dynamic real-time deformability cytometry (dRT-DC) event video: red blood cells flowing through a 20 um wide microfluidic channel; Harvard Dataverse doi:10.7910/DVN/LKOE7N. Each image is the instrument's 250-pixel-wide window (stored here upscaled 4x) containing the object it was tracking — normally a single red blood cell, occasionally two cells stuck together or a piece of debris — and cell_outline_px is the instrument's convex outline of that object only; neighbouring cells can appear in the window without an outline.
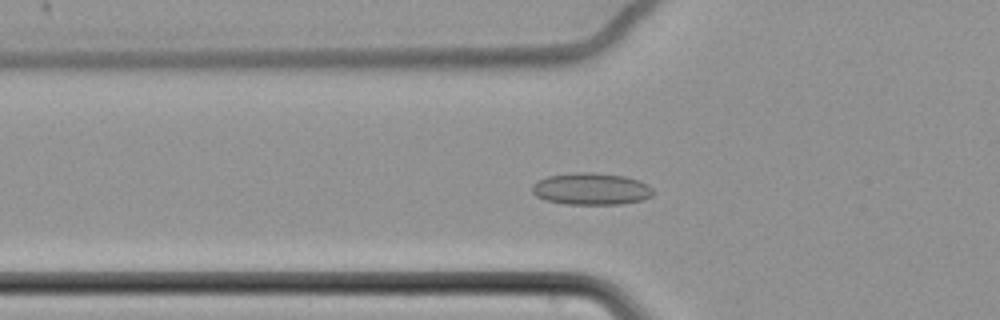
{"species": "common noctule bat (a hibernating species)", "species_latin": "Nyctalus noctula", "temperature_condition": "cold", "stored_images_in_passage": 38, "camera_frame_rate_fps": 3000, "um_per_image_px": 0.085, "animal": {"sex": "female", "body_mass_g": 22.7, "forearm_length_mm": 54.2}, "frame": {"image": 1, "passage_image": 21, "time_ms": 6.667, "image_size_px": [1000, 320], "cell_outline_px": [[656, 192], [652, 196], [644, 200], [620, 204], [564, 204], [544, 200], [536, 196], [532, 192], [532, 184], [548, 176], [576, 172], [592, 172], [624, 176], [640, 180], [648, 184]], "centroid_in_image_um": [50.28, 16.06], "position_along_channel_um": 75.5, "area_um2": 22.77}}
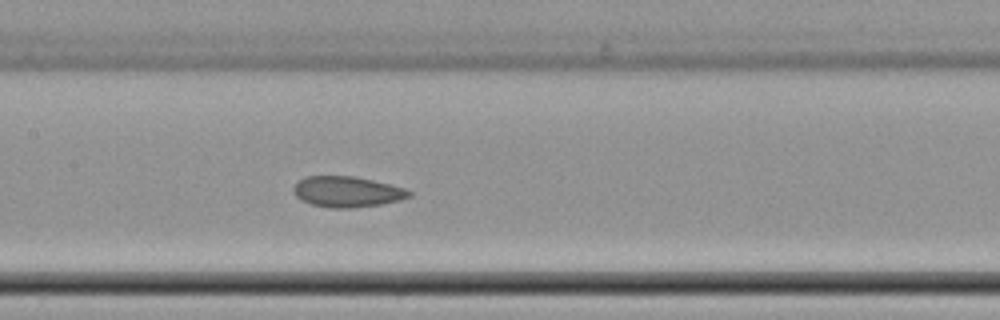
{"frame": {"image": 2, "passage_image": 30, "time_ms": 9.667, "image_size_px": [1000, 320], "cell_outline_px": [[412, 196], [400, 200], [380, 204], [352, 208], [328, 208], [312, 204], [300, 200], [292, 192], [292, 188], [304, 176], [352, 176], [372, 180], [404, 188], [412, 192]], "centroid_in_image_um": [29.47, 16.3], "position_along_channel_um": 177.9, "area_um2": 20.69}}
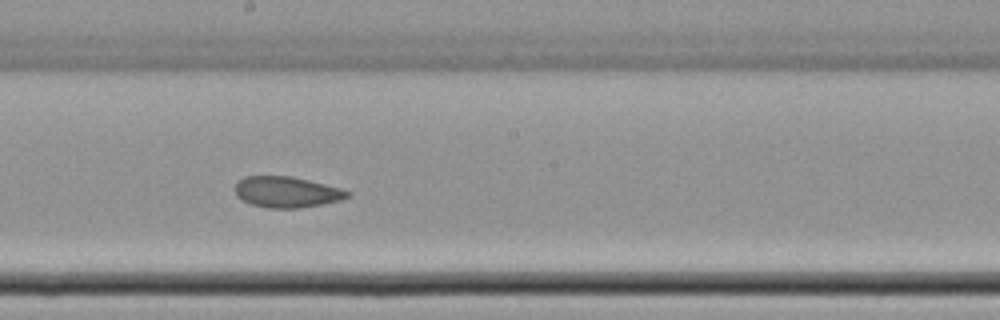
{"frame": {"image": 3, "passage_image": 34, "time_ms": 11.0, "image_size_px": [1000, 320], "cell_outline_px": [[352, 192], [348, 196], [336, 200], [320, 204], [300, 208], [268, 208], [252, 204], [236, 196], [236, 180], [244, 176], [292, 176], [340, 188]], "centroid_in_image_um": [24.32, 16.31], "position_along_channel_um": 223.9, "area_um2": 20.0}}